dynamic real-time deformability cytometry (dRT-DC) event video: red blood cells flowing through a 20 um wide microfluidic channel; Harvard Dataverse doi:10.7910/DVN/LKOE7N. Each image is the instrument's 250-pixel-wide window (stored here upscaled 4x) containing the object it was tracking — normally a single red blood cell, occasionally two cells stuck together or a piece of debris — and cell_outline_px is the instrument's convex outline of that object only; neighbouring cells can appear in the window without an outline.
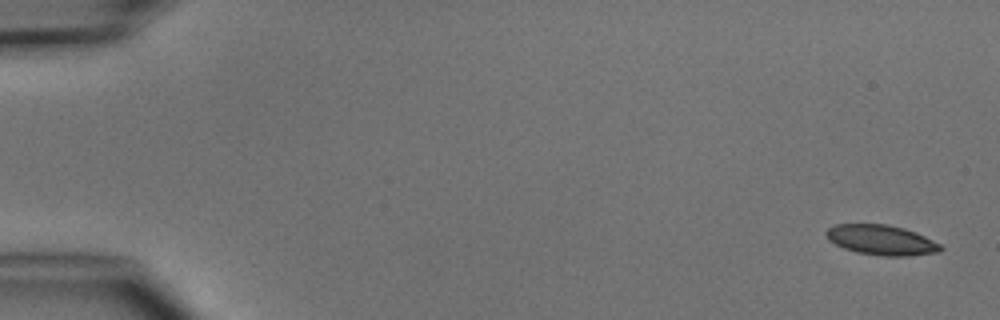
{"species": "common noctule bat (a hibernating species)", "species_latin": "Nyctalus noctula", "temperature_condition": "cold", "stored_images_in_passage": 7, "camera_frame_rate_fps": 3000, "um_per_image_px": 0.085, "animal": {"sex": "male", "body_mass_g": 15.6}, "frame": {"image": 1, "passage_image": 1, "time_ms": 0.0, "image_size_px": [1000, 320], "cell_outline_px": [[944, 248], [940, 252], [908, 256], [880, 256], [856, 252], [844, 248], [828, 240], [824, 232], [828, 228], [836, 224], [888, 224], [904, 228], [916, 232], [940, 244]], "centroid_in_image_um": [74.91, 20.4], "position_along_channel_um": 10.1, "area_um2": 20.17}}
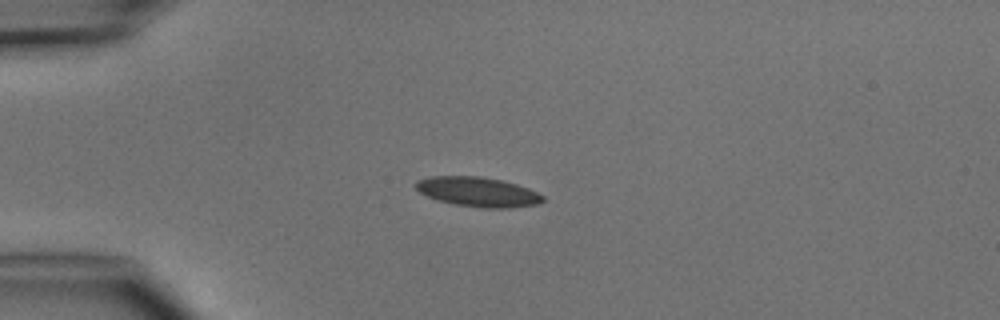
{"frame": {"image": 2, "passage_image": 4, "time_ms": 3.667, "image_size_px": [1000, 320], "cell_outline_px": [[544, 200], [536, 204], [508, 208], [484, 208], [452, 204], [436, 200], [420, 192], [416, 188], [416, 180], [432, 176], [480, 176], [504, 180], [528, 188], [544, 196]], "centroid_in_image_um": [40.61, 16.3], "position_along_channel_um": 44.4, "area_um2": 21.96}}